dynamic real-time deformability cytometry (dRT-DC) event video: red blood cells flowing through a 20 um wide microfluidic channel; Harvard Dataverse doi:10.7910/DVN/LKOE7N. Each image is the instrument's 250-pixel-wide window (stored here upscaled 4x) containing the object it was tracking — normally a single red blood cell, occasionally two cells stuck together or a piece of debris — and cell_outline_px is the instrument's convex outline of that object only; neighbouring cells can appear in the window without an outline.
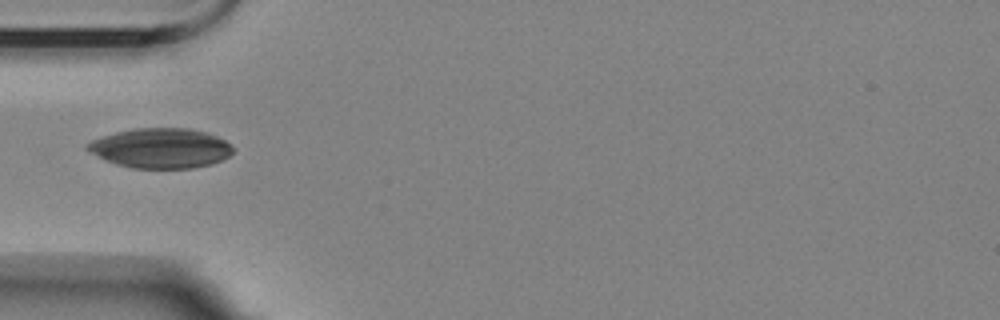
{"species": "Egyptian fruit bat (a non-hibernating species)", "species_latin": "Rousettus aegyptiacus", "temperature_condition": "room temperature", "stored_images_in_passage": 6, "camera_frame_rate_fps": 3000, "um_per_image_px": 0.085, "animal": {"sex": "female"}, "frame": {"image": 1, "passage_image": 1, "time_ms": 0.0, "image_size_px": [1000, 320], "cell_outline_px": [[232, 152], [228, 156], [212, 164], [192, 168], [132, 168], [116, 164], [84, 148], [92, 140], [116, 132], [132, 128], [188, 128], [208, 132], [224, 140], [232, 148]], "centroid_in_image_um": [13.68, 12.59], "position_along_channel_um": 71.3, "area_um2": 33.47}}
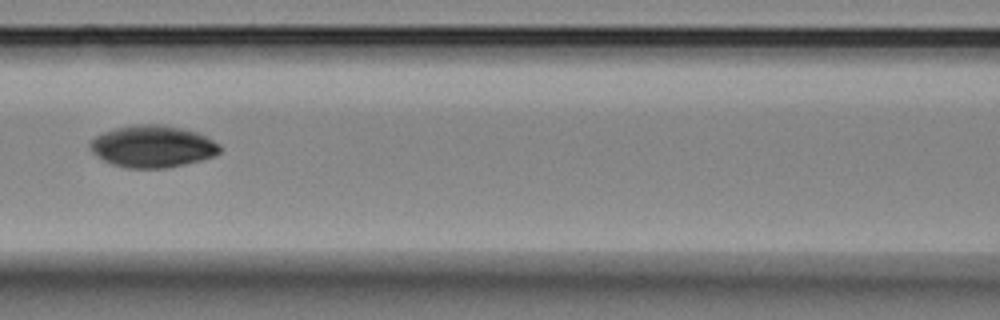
{"frame": {"image": 2, "passage_image": 3, "time_ms": 2.333, "image_size_px": [1000, 320], "cell_outline_px": [[224, 148], [216, 156], [184, 164], [164, 168], [128, 168], [112, 164], [104, 160], [92, 152], [88, 148], [88, 144], [96, 136], [104, 132], [116, 128], [136, 124], [160, 124], [180, 128], [196, 132], [220, 144]], "centroid_in_image_um": [12.98, 12.45], "position_along_channel_um": 153.6, "area_um2": 31.67}}
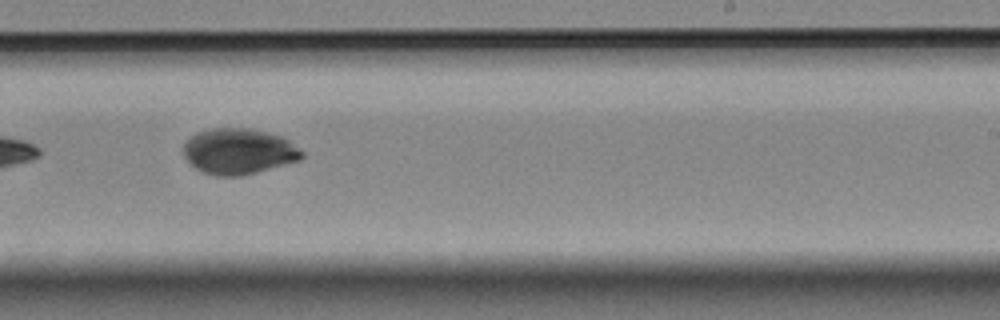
{"frame": {"image": 3, "passage_image": 6, "time_ms": 5.667, "image_size_px": [1000, 320], "cell_outline_px": [[304, 156], [300, 160], [244, 176], [212, 176], [200, 172], [184, 156], [184, 144], [196, 132], [212, 128], [248, 128], [280, 136], [288, 140], [304, 152]], "centroid_in_image_um": [20.29, 12.88], "position_along_channel_um": 268.7, "area_um2": 31.62}}